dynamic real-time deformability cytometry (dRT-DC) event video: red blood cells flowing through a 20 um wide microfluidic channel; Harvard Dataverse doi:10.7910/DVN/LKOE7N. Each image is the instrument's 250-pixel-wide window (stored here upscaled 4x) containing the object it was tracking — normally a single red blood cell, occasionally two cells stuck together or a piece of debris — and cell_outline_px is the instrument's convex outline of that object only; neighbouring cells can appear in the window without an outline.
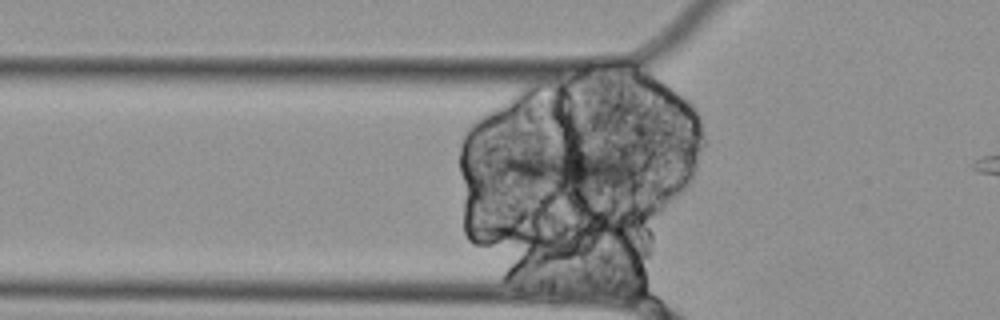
{"species": "Egyptian fruit bat (a non-hibernating species)", "species_latin": "Rousettus aegyptiacus", "temperature_condition": "cold", "stored_images_in_passage": 37, "segment_of_instrument_passage": [1, 2], "camera_frame_rate_fps": 3000, "um_per_image_px": 0.085, "animal": {"sex": "female"}, "frame": {"image": 1, "passage_image": 9, "time_ms": 2.667, "image_size_px": [1000, 320], "cell_outline_px": [[648, 172], [644, 184], [636, 188], [536, 192], [496, 172], [496, 168], [504, 152], [576, 148], [616, 156], [648, 168]], "centroid_in_image_um": [48.49, 14.48], "position_along_channel_um": 77.3, "area_um2": 37.11}}